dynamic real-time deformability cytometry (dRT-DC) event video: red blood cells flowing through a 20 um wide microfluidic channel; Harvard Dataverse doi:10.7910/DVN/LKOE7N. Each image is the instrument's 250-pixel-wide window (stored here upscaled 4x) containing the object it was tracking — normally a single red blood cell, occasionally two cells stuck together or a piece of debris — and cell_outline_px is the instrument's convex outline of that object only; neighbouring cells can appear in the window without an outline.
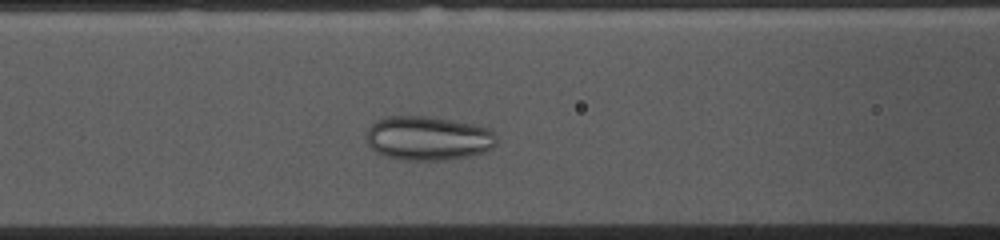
{"species": "common noctule bat (a hibernating species)", "species_latin": "Nyctalus noctula", "temperature_condition": "cold", "stored_images_in_passage": 35, "camera_frame_rate_fps": 3000, "um_per_image_px": 0.085, "animal": {"sex": "female", "body_mass_g": 10.0, "forearm_length_mm": 53.1}, "frame": {"image": 1, "passage_image": 13, "time_ms": 4.0, "image_size_px": [1000, 240], "cell_outline_px": [[496, 144], [492, 148], [484, 152], [472, 156], [444, 160], [404, 160], [384, 156], [368, 148], [368, 128], [376, 120], [388, 116], [428, 116], [476, 124], [488, 128], [496, 136]], "centroid_in_image_um": [36.39, 11.75], "position_along_channel_um": 130.2, "area_um2": 33.76}}
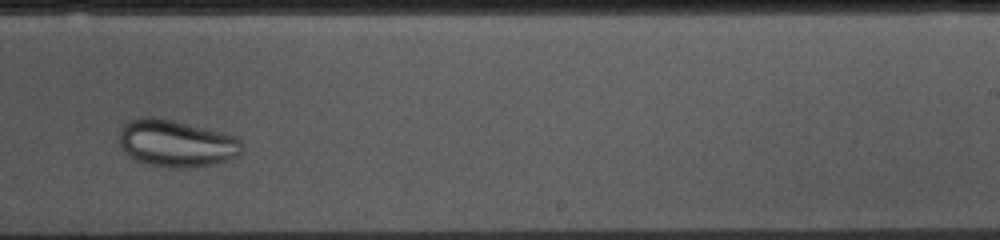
{"frame": {"image": 2, "passage_image": 25, "time_ms": 8.0, "image_size_px": [1000, 240], "cell_outline_px": [[244, 148], [236, 156], [228, 160], [212, 164], [188, 168], [172, 168], [148, 164], [136, 160], [124, 152], [120, 148], [120, 128], [124, 124], [140, 116], [152, 116], [176, 120], [236, 136], [244, 144]], "centroid_in_image_um": [14.98, 12.17], "position_along_channel_um": 274.0, "area_um2": 33.93}}
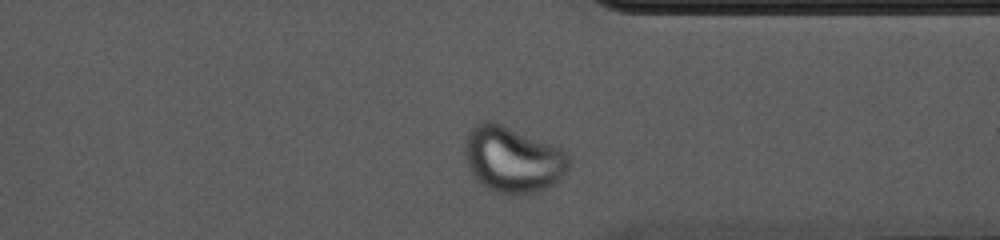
{"frame": {"image": 3, "passage_image": 33, "time_ms": 10.667, "image_size_px": [1000, 240], "cell_outline_px": [[568, 168], [552, 184], [536, 192], [496, 192], [480, 184], [468, 168], [464, 156], [464, 140], [468, 132], [480, 120], [488, 120], [500, 124], [556, 144], [568, 156]], "centroid_in_image_um": [43.52, 13.5], "position_along_channel_um": 367.9, "area_um2": 39.65}}